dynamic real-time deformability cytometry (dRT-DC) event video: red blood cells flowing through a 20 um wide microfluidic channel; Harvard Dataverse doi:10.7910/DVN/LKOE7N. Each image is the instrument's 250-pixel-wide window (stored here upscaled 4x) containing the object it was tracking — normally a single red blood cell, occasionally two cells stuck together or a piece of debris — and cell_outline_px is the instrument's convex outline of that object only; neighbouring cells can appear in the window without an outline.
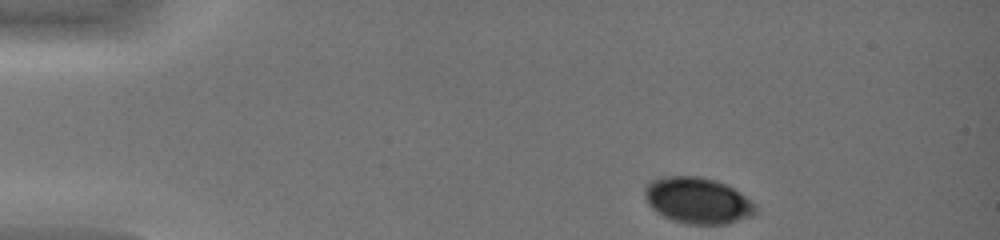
{"species": "common noctule bat (a hibernating species)", "species_latin": "Nyctalus noctula", "temperature_condition": "warm", "stored_images_in_passage": 36, "camera_frame_rate_fps": 3000, "um_per_image_px": 0.085, "animal": {"sex": "female", "body_mass_g": 19.0, "forearm_length_mm": 51.5}, "frame": {"image": 1, "passage_image": 1, "time_ms": 0.0, "image_size_px": [1000, 240], "cell_outline_px": [[756, 212], [752, 216], [728, 224], [684, 224], [672, 220], [656, 212], [648, 204], [644, 196], [644, 188], [652, 180], [664, 176], [700, 176], [716, 180], [740, 192], [752, 200], [756, 204]], "centroid_in_image_um": [59.3, 17.05], "position_along_channel_um": 25.7, "area_um2": 30.06}}
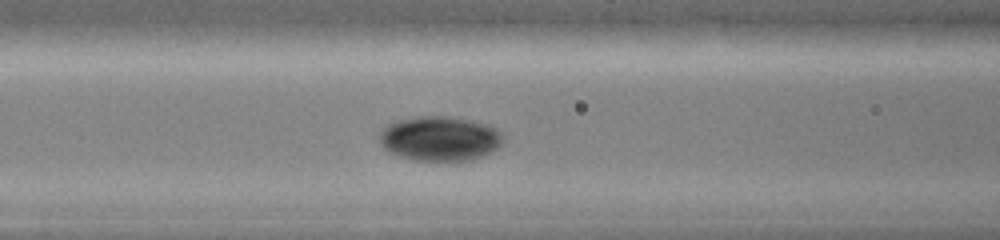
{"frame": {"image": 2, "passage_image": 14, "time_ms": 4.333, "image_size_px": [1000, 240], "cell_outline_px": [[504, 140], [496, 148], [472, 160], [416, 160], [396, 156], [384, 148], [380, 144], [380, 132], [388, 124], [396, 120], [416, 116], [448, 116], [472, 120], [488, 124], [496, 128], [504, 136]], "centroid_in_image_um": [37.37, 11.76], "position_along_channel_um": 129.2, "area_um2": 32.19}}
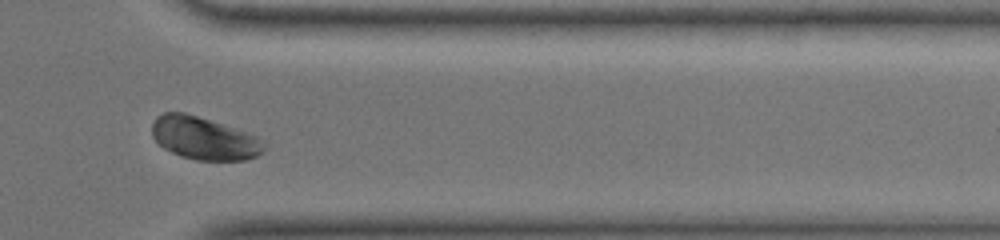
{"frame": {"image": 3, "passage_image": 32, "time_ms": 10.333, "image_size_px": [1000, 240], "cell_outline_px": [[264, 152], [256, 156], [244, 160], [196, 160], [180, 156], [164, 148], [152, 136], [152, 124], [156, 116], [164, 112], [184, 112], [236, 128], [256, 136], [264, 144]], "centroid_in_image_um": [17.32, 11.75], "position_along_channel_um": 394.1, "area_um2": 27.74}}